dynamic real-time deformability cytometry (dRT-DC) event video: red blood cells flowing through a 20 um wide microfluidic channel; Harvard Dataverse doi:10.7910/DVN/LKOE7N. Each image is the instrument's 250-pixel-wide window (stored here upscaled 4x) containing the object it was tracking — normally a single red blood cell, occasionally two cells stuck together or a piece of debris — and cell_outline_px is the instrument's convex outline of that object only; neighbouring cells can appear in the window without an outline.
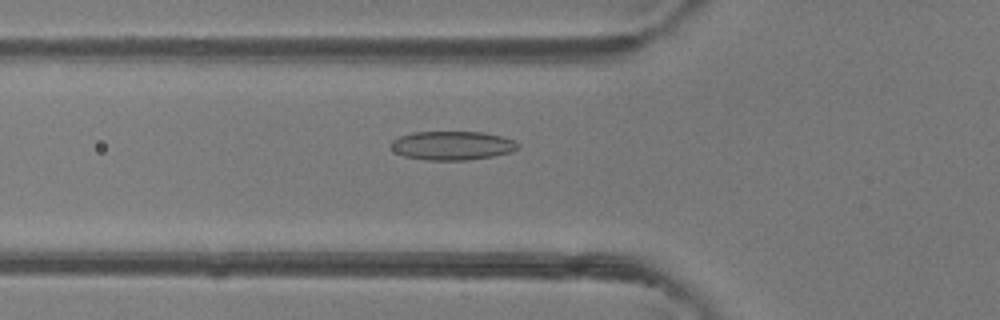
{"species": "common noctule bat (a hibernating species)", "species_latin": "Nyctalus noctula", "temperature_condition": "room temperature", "stored_images_in_passage": 39, "camera_frame_rate_fps": 3000, "um_per_image_px": 0.085, "animal": {"sex": "female"}, "frame": {"image": 1, "passage_image": 8, "time_ms": 2.333, "image_size_px": [1000, 320], "cell_outline_px": [[520, 148], [512, 152], [492, 156], [468, 160], [428, 160], [404, 156], [396, 152], [388, 144], [392, 140], [400, 136], [412, 132], [484, 132], [500, 136], [512, 140], [520, 144]], "centroid_in_image_um": [38.44, 12.37], "position_along_channel_um": 87.4, "area_um2": 21.39}}
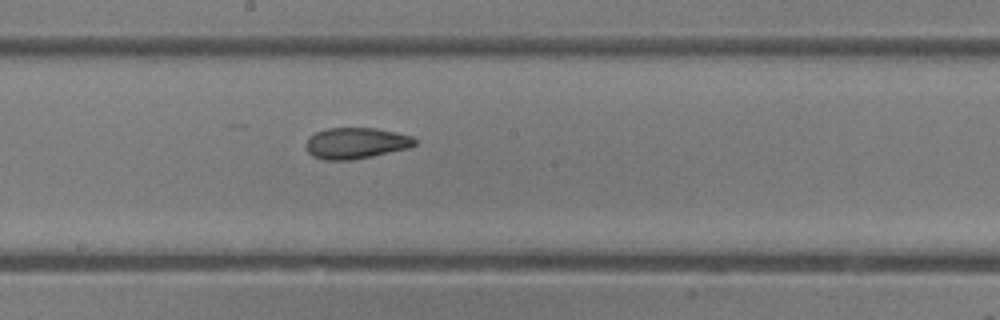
{"frame": {"image": 2, "passage_image": 17, "time_ms": 5.333, "image_size_px": [1000, 320], "cell_outline_px": [[416, 144], [408, 148], [372, 156], [352, 160], [324, 160], [312, 156], [308, 152], [304, 144], [308, 136], [316, 132], [328, 128], [376, 128], [396, 132], [412, 136], [416, 140]], "centroid_in_image_um": [30.22, 12.17], "position_along_channel_um": 218.0, "area_um2": 19.88}}
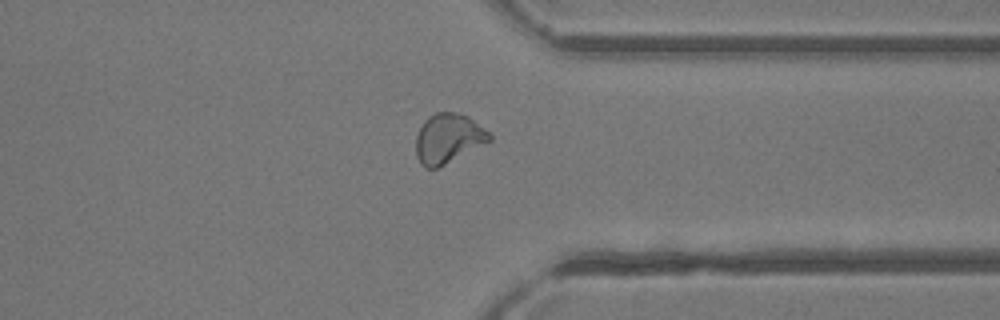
{"frame": {"image": 3, "passage_image": 28, "time_ms": 9.0, "image_size_px": [1000, 320], "cell_outline_px": [[492, 140], [436, 168], [424, 168], [420, 164], [416, 156], [416, 136], [424, 120], [428, 116], [436, 112], [452, 112], [468, 116], [488, 132], [492, 136]], "centroid_in_image_um": [38.06, 11.76], "position_along_channel_um": 373.3, "area_um2": 20.98}, "authors_computed_cell_mechanics": {"area_um2": 21.0392, "velocity_mm_per_s": 4.3188, "shape_relaxation_time_tau1_ms": 8.5344, "shape_relaxation_time_tau2_ms": 2.6163, "deformation_change_tau1": 0.1917, "deformation_change_tau2": 0.0771}}